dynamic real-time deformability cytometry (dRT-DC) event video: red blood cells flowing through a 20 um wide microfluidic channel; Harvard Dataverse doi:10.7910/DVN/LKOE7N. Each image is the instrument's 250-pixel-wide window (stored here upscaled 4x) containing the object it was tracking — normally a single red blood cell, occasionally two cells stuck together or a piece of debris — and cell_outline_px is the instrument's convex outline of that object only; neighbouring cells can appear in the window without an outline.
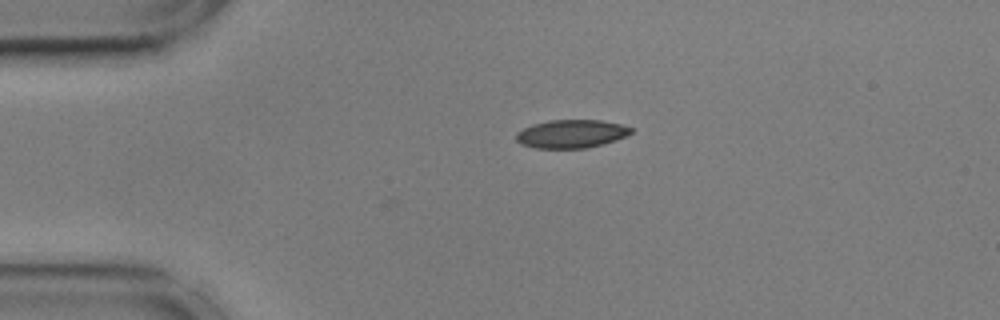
{"species": "common noctule bat (a hibernating species)", "species_latin": "Nyctalus noctula", "temperature_condition": "cold", "stored_images_in_passage": 34, "camera_frame_rate_fps": 3000, "um_per_image_px": 0.085, "animal": {"sex": "male", "body_mass_g": 17.9, "forearm_length_mm": 54.2}, "frame": {"image": 1, "passage_image": 1, "time_ms": 0.0, "image_size_px": [1000, 320], "cell_outline_px": [[632, 132], [628, 136], [604, 144], [584, 148], [536, 148], [520, 144], [516, 140], [516, 132], [532, 124], [548, 120], [600, 120], [620, 124], [632, 128]], "centroid_in_image_um": [48.56, 11.37], "position_along_channel_um": 36.4, "area_um2": 19.02}}
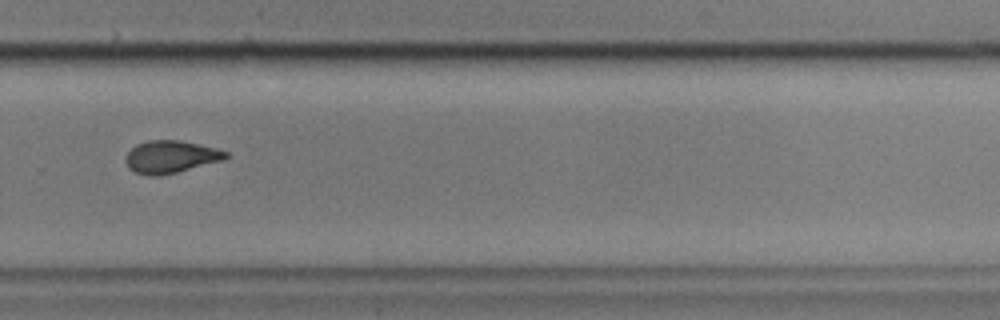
{"frame": {"image": 2, "passage_image": 27, "time_ms": 8.667, "image_size_px": [1000, 320], "cell_outline_px": [[228, 156], [224, 160], [160, 176], [148, 176], [132, 172], [128, 168], [124, 160], [124, 156], [136, 144], [148, 140], [180, 140], [216, 148], [228, 152]], "centroid_in_image_um": [14.46, 13.34], "position_along_channel_um": 315.3, "area_um2": 19.13}}
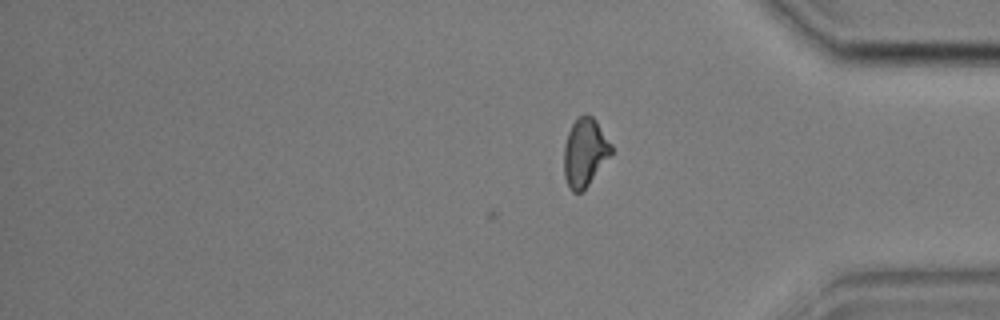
{"frame": {"image": 3, "passage_image": 34, "time_ms": 11.0, "image_size_px": [1000, 320], "cell_outline_px": [[612, 152], [588, 184], [580, 192], [572, 192], [568, 188], [564, 176], [564, 144], [568, 132], [572, 124], [584, 112], [588, 112], [596, 120], [612, 144]], "centroid_in_image_um": [49.69, 12.91], "position_along_channel_um": 385.5, "area_um2": 18.73}, "authors_computed_cell_mechanics": {"area_um2": 19.2763, "velocity_mm_per_s": 3.6033, "shape_relaxation_time_tau1_ms": 6.8516, "shape_relaxation_time_tau2_ms": 3.2925, "deformation_change_tau1": 0.1648, "deformation_change_tau2": 0.0877}}